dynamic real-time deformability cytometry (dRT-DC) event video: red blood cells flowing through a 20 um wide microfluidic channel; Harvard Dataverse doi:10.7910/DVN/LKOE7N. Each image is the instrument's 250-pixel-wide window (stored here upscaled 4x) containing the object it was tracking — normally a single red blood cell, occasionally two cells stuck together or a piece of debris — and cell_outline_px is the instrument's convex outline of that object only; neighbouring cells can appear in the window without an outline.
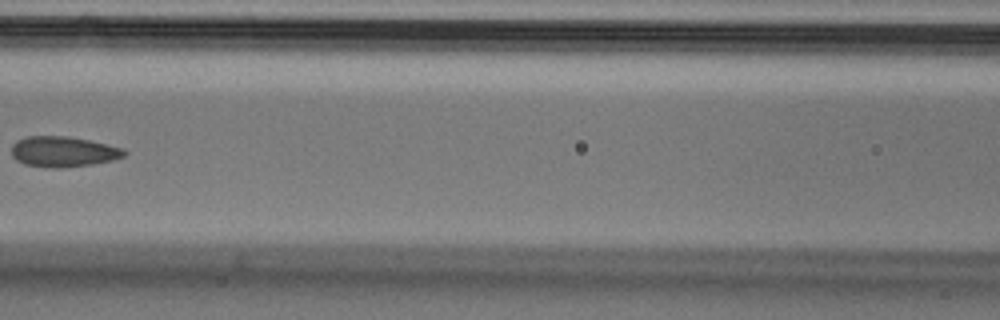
{"species": "Egyptian fruit bat (a non-hibernating species)", "species_latin": "Rousettus aegyptiacus", "temperature_condition": "cold", "stored_images_in_passage": 6, "camera_frame_rate_fps": 3000, "um_per_image_px": 0.085, "animal": {"sex": "male"}, "frame": {"image": 1, "passage_image": 5, "time_ms": 1.333, "image_size_px": [1000, 320], "cell_outline_px": [[128, 152], [124, 156], [112, 160], [92, 164], [60, 168], [52, 168], [24, 164], [16, 160], [12, 156], [12, 144], [16, 140], [28, 136], [68, 136], [88, 140], [124, 148]], "centroid_in_image_um": [5.36, 12.89], "position_along_channel_um": 161.2, "area_um2": 20.06}}
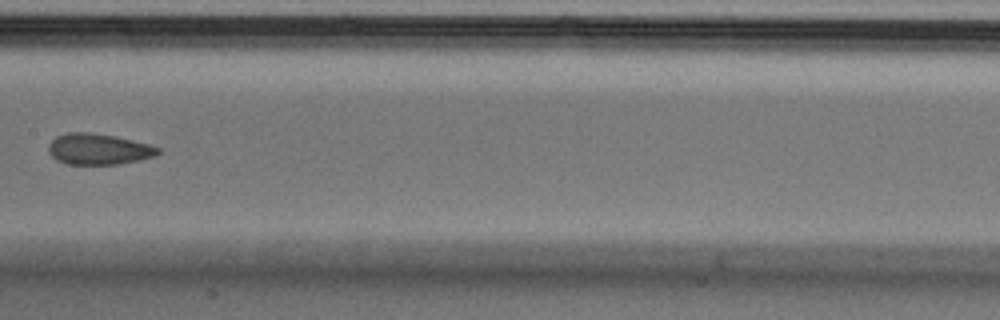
{"frame": {"image": 2, "passage_image": 6, "time_ms": 1.667, "image_size_px": [1000, 320], "cell_outline_px": [[160, 152], [156, 156], [140, 160], [116, 164], [68, 164], [56, 160], [48, 152], [48, 144], [56, 136], [68, 132], [88, 132], [116, 136], [148, 144], [160, 148]], "centroid_in_image_um": [8.36, 12.67], "position_along_channel_um": 199.0, "area_um2": 19.83}}